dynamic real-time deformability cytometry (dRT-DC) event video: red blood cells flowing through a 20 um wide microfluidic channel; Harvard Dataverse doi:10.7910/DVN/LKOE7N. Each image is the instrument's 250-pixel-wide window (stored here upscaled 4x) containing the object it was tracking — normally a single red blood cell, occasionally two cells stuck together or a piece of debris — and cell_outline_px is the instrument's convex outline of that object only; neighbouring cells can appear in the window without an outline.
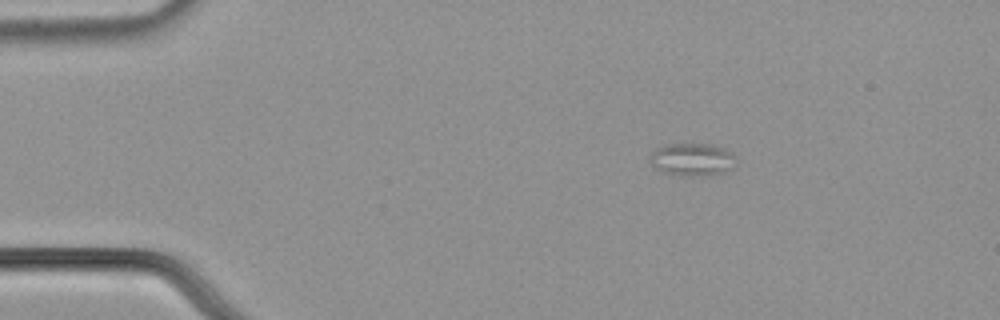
{"species": "common noctule bat (a hibernating species)", "species_latin": "Nyctalus noctula", "temperature_condition": "cold", "stored_images_in_passage": 48, "camera_frame_rate_fps": 3000, "um_per_image_px": 0.085, "animal": {"sex": "male", "body_mass_g": 21.5, "forearm_length_mm": 52.0}, "frame": {"image": 1, "passage_image": 1, "time_ms": 0.0, "image_size_px": [1000, 320], "cell_outline_px": [[736, 168], [724, 172], [704, 176], [680, 176], [664, 172], [656, 168], [648, 160], [652, 152], [656, 148], [668, 144], [712, 144], [724, 148], [736, 156]], "centroid_in_image_um": [58.88, 13.57], "position_along_channel_um": 26.1, "area_um2": 16.7}}
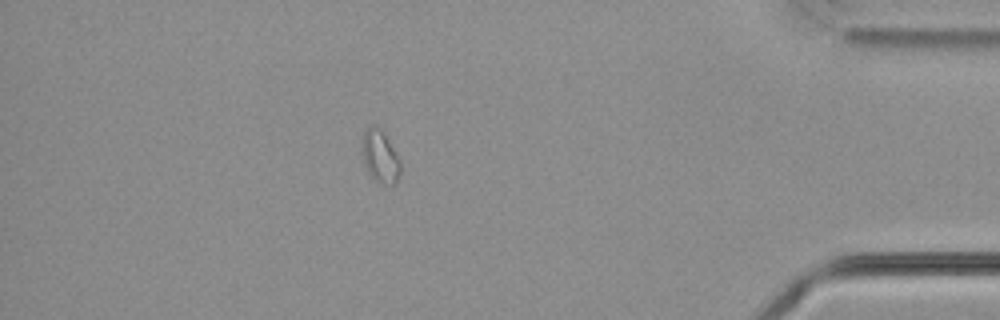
{"frame": {"image": 2, "passage_image": 41, "time_ms": 13.333, "image_size_px": [1000, 320], "cell_outline_px": [[400, 172], [396, 184], [380, 184], [368, 172], [364, 164], [364, 132], [368, 128], [380, 128], [384, 132], [400, 160]], "centroid_in_image_um": [32.36, 13.36], "position_along_channel_um": 402.8, "area_um2": 11.21}}